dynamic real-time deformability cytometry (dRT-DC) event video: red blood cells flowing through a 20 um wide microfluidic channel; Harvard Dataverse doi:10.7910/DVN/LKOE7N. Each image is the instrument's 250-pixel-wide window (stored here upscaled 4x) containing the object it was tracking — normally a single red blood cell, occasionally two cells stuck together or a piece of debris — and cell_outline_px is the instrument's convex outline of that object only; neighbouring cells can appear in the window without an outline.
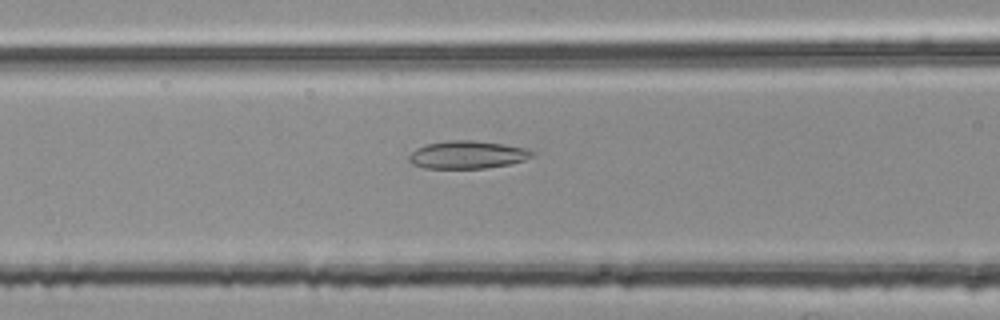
{"species": "common noctule bat (a hibernating species)", "species_latin": "Nyctalus noctula", "temperature_condition": "room temperature", "stored_images_in_passage": 20, "camera_frame_rate_fps": 3000, "um_per_image_px": 0.085, "animal": {"sex": "female", "body_mass_g": 25.1}, "frame": {"image": 1, "passage_image": 8, "time_ms": 2.333, "image_size_px": [1000, 320], "cell_outline_px": [[536, 152], [532, 156], [524, 160], [508, 164], [484, 168], [424, 168], [412, 164], [408, 160], [408, 156], [416, 148], [428, 144], [448, 140], [472, 140], [504, 144], [528, 148]], "centroid_in_image_um": [39.73, 13.15], "position_along_channel_um": 126.9, "area_um2": 19.94}}
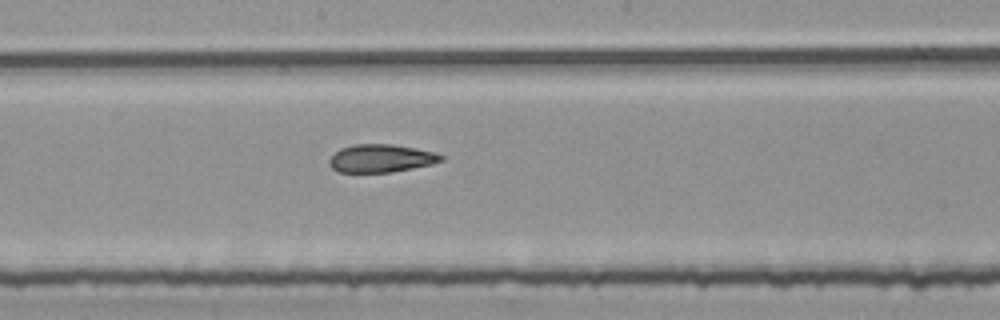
{"frame": {"image": 2, "passage_image": 15, "time_ms": 4.667, "image_size_px": [1000, 320], "cell_outline_px": [[444, 160], [432, 164], [388, 172], [340, 172], [332, 168], [328, 160], [340, 148], [356, 144], [392, 144], [416, 148], [436, 152], [444, 156]], "centroid_in_image_um": [32.41, 13.45], "position_along_channel_um": 215.8, "area_um2": 18.09}}
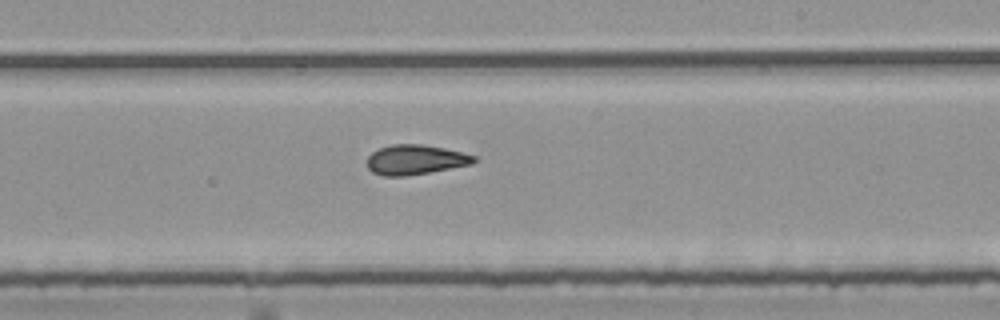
{"frame": {"image": 3, "passage_image": 18, "time_ms": 5.667, "image_size_px": [1000, 320], "cell_outline_px": [[480, 160], [472, 164], [428, 172], [404, 176], [384, 176], [372, 172], [368, 168], [368, 156], [372, 152], [380, 148], [392, 144], [420, 144], [444, 148], [476, 156]], "centroid_in_image_um": [35.32, 13.57], "position_along_channel_um": 253.7, "area_um2": 18.44}}